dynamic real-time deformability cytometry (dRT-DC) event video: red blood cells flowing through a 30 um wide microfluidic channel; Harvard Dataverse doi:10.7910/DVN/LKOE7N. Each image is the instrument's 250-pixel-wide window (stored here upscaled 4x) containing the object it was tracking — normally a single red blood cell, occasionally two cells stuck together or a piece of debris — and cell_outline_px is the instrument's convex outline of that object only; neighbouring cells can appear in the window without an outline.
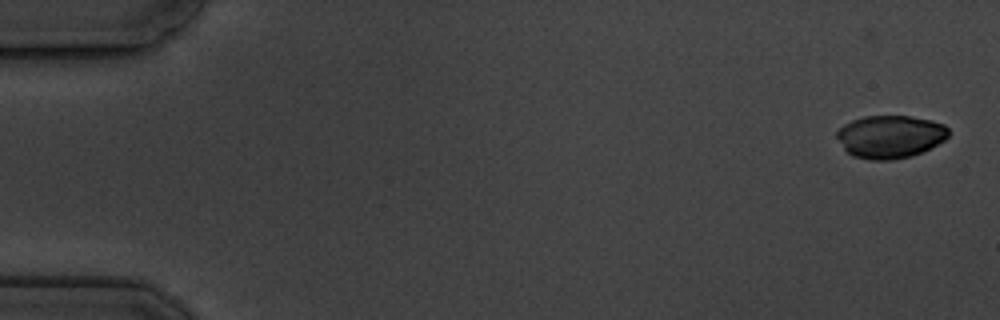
{"species": "common noctule bat (a hibernating species)", "species_latin": "Nyctalus noctula", "temperature_condition": "cold", "stored_images_in_passage": 5, "camera_frame_rate_fps": 3000, "um_per_image_px": 0.085, "animal": {"sex": "male", "body_mass_g": 19.5, "forearm_length_mm": 54.6}, "frame": {"image": 1, "passage_image": 1, "time_ms": 0.0, "image_size_px": [1000, 320], "cell_outline_px": [[948, 136], [944, 140], [912, 156], [892, 160], [868, 160], [852, 156], [844, 148], [836, 136], [836, 132], [844, 124], [852, 120], [864, 116], [908, 116], [932, 120], [944, 124], [948, 128]], "centroid_in_image_um": [75.64, 11.61], "position_along_channel_um": 9.4, "area_um2": 27.8}}
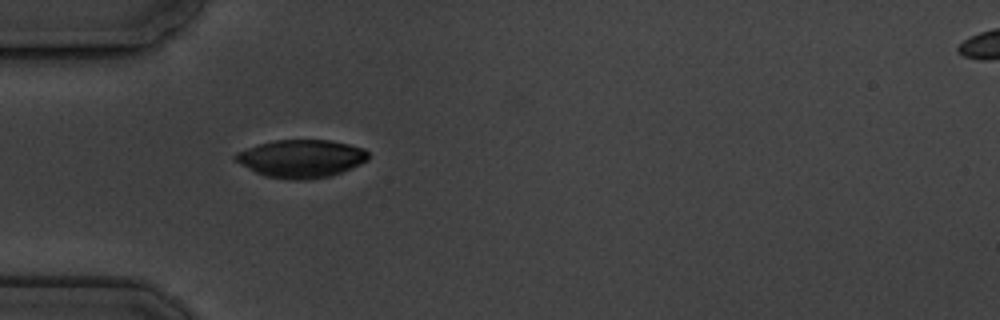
{"frame": {"image": 2, "passage_image": 5, "time_ms": 5.333, "image_size_px": [1000, 320], "cell_outline_px": [[368, 160], [352, 168], [332, 176], [304, 180], [292, 180], [264, 176], [256, 172], [236, 160], [232, 156], [236, 152], [260, 144], [276, 140], [328, 140], [348, 144], [364, 148], [368, 152]], "centroid_in_image_um": [25.63, 13.49], "position_along_channel_um": 59.4, "area_um2": 29.19}}